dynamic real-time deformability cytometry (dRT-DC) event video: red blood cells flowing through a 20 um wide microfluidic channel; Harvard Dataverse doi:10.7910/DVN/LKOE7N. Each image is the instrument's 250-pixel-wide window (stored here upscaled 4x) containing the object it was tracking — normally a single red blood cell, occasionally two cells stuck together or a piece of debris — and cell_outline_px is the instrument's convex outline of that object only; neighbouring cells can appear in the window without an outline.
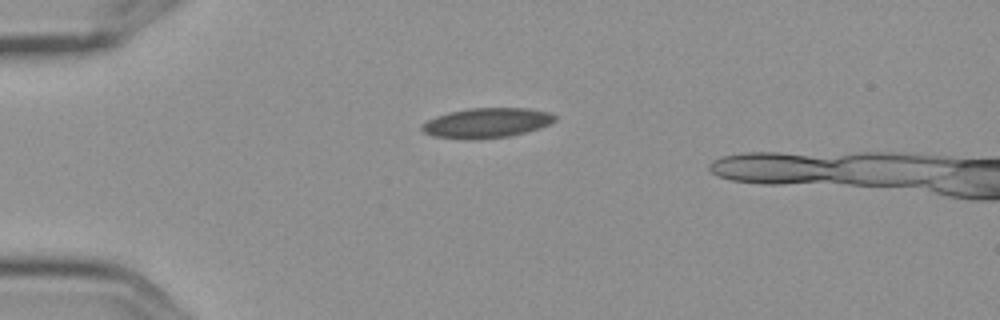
{"species": "Egyptian fruit bat (a non-hibernating species)", "species_latin": "Rousettus aegyptiacus", "temperature_condition": "cold", "stored_images_in_passage": 4, "segment_of_instrument_passage": [1, 2], "camera_frame_rate_fps": 3000, "um_per_image_px": 0.085, "frame": {"image": 1, "passage_image": 1, "time_ms": 0.0, "image_size_px": [1000, 320], "cell_outline_px": [[556, 120], [548, 124], [524, 132], [508, 136], [468, 140], [432, 136], [424, 132], [420, 128], [420, 124], [436, 116], [448, 112], [468, 108], [528, 108], [548, 112], [556, 116]], "centroid_in_image_um": [41.3, 10.44], "position_along_channel_um": 43.7, "area_um2": 23.06}}
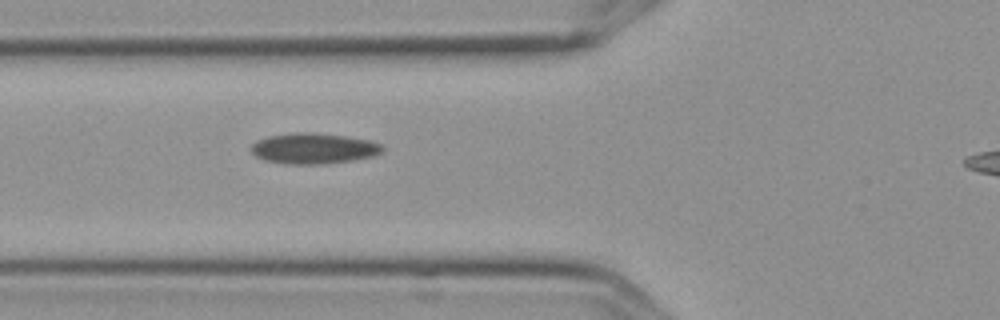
{"frame": {"image": 2, "passage_image": 3, "time_ms": 0.667, "image_size_px": [1000, 320], "cell_outline_px": [[384, 148], [380, 152], [372, 156], [352, 160], [320, 164], [292, 164], [264, 160], [256, 156], [252, 152], [252, 144], [256, 140], [268, 136], [292, 132], [316, 132], [348, 136], [368, 140], [380, 144]], "centroid_in_image_um": [26.63, 12.6], "position_along_channel_um": 99.2, "area_um2": 23.41}}